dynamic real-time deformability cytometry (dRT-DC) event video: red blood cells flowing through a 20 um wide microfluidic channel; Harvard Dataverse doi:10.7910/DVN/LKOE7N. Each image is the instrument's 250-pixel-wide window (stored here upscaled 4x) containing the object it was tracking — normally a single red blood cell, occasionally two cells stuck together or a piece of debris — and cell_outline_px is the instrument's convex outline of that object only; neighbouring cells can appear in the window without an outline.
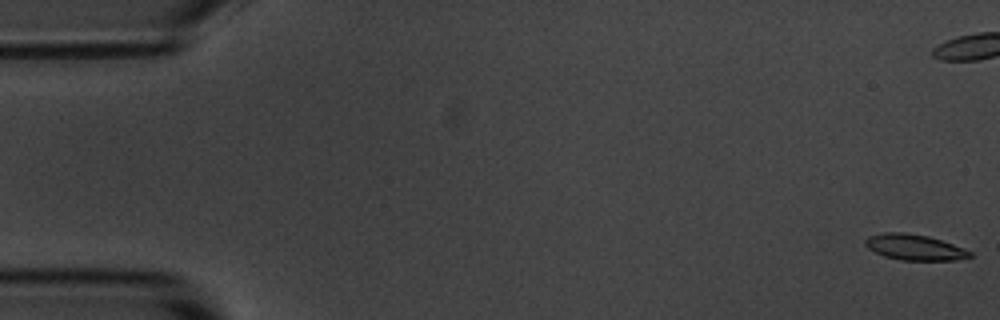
{"species": "common noctule bat (a hibernating species)", "species_latin": "Nyctalus noctula", "temperature_condition": "room temperature", "stored_images_in_passage": 57, "camera_frame_rate_fps": 3000, "um_per_image_px": 0.085, "animal": {"sex": "male", "body_mass_g": 20.1, "forearm_length_mm": 53.5}, "frame": {"image": 1, "passage_image": 1, "time_ms": 0.0, "image_size_px": [1000, 320], "cell_outline_px": [[972, 256], [956, 260], [900, 260], [884, 256], [868, 248], [864, 244], [864, 240], [868, 236], [884, 232], [904, 232], [928, 236], [964, 248], [972, 252]], "centroid_in_image_um": [77.71, 21.01], "position_along_channel_um": 7.3, "area_um2": 15.66}}
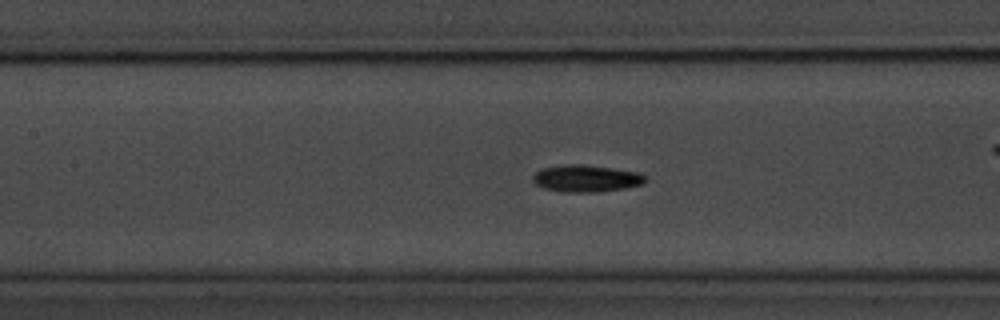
{"frame": {"image": 2, "passage_image": 25, "time_ms": 8.0, "image_size_px": [1000, 320], "cell_outline_px": [[648, 180], [640, 184], [624, 188], [596, 192], [560, 192], [544, 188], [536, 184], [532, 180], [532, 176], [536, 172], [544, 168], [568, 164], [580, 164], [640, 172]], "centroid_in_image_um": [49.81, 15.17], "position_along_channel_um": 157.6, "area_um2": 17.51}}
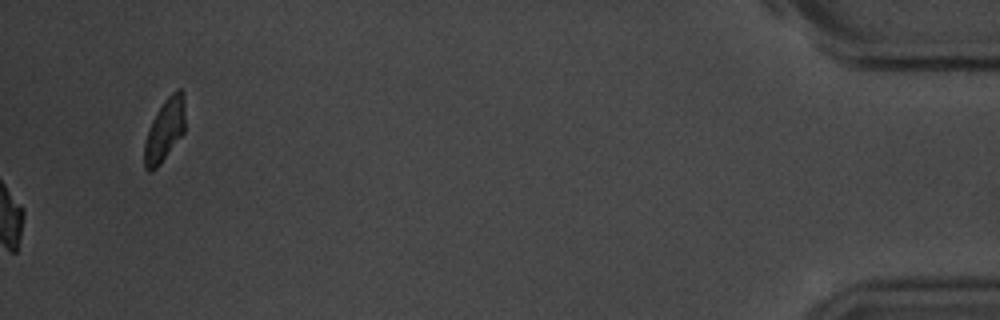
{"frame": {"image": 3, "passage_image": 57, "time_ms": 18.667, "image_size_px": [1000, 320], "cell_outline_px": [[184, 132], [160, 164], [152, 172], [148, 172], [144, 168], [144, 144], [152, 120], [156, 112], [164, 100], [176, 88], [180, 88], [184, 92]], "centroid_in_image_um": [13.99, 11.05], "position_along_channel_um": 421.2, "area_um2": 14.85}, "authors_computed_cell_mechanics": {"area_um2": 16.3574, "velocity_mm_per_s": 3.5968, "shape_relaxation_time_tau1_ms": 3.5666, "shape_relaxation_time_tau2_ms": 9.9364, "deformation_change_tau1": 0.1178, "deformation_change_tau2": 0.1442}}